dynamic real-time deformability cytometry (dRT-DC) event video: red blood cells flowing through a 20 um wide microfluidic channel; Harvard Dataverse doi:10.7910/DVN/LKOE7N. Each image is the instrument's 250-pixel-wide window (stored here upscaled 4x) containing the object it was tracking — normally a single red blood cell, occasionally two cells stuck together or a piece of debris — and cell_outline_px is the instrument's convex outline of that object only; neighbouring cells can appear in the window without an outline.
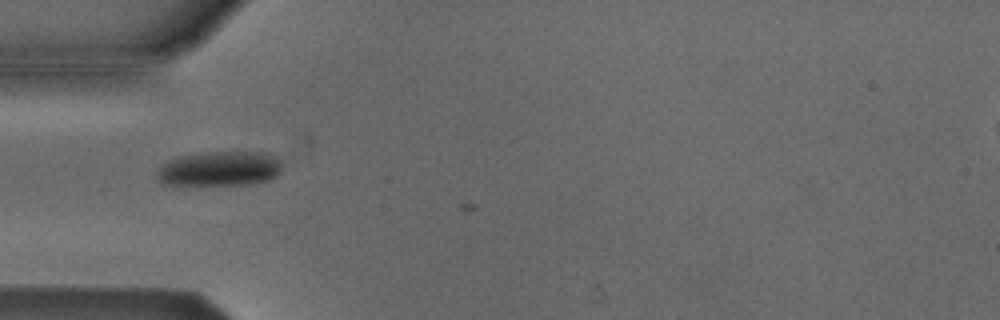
{"species": "Egyptian fruit bat (a non-hibernating species)", "species_latin": "Rousettus aegyptiacus", "temperature_condition": "cold", "stored_images_in_passage": 3, "camera_frame_rate_fps": 3000, "um_per_image_px": 0.085, "animal": {"sex": "male"}, "frame": {"image": 1, "passage_image": 2, "time_ms": 0.333, "image_size_px": [1000, 320], "cell_outline_px": [[280, 172], [276, 176], [268, 180], [248, 184], [160, 184], [156, 176], [156, 172], [160, 164], [168, 160], [180, 156], [204, 152], [268, 152], [276, 156], [280, 160]], "centroid_in_image_um": [18.64, 14.32], "position_along_channel_um": 66.4, "area_um2": 25.43}}